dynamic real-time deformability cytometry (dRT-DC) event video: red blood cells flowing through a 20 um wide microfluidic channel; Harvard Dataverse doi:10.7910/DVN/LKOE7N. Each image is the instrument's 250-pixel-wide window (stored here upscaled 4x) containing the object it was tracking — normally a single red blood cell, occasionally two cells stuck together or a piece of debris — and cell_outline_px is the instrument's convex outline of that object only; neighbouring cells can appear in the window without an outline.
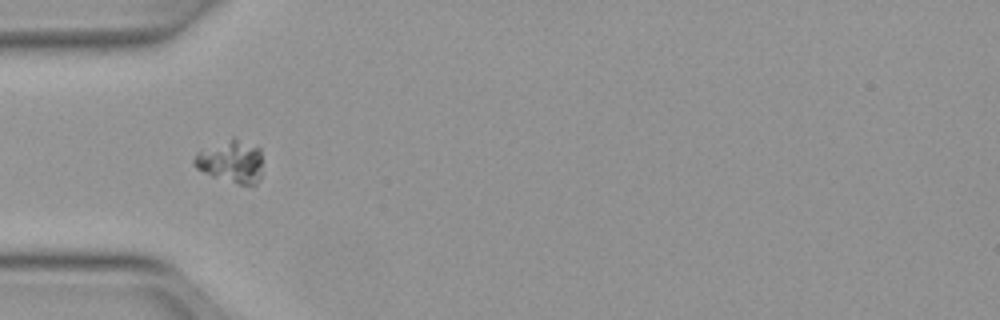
{"species": "Egyptian fruit bat (a non-hibernating species)", "species_latin": "Rousettus aegyptiacus", "temperature_condition": "warm", "stored_images_in_passage": 38, "camera_frame_rate_fps": 3000, "um_per_image_px": 0.085, "animal": {"sex": "female"}, "frame": {"image": 1, "passage_image": 17, "time_ms": 5.333, "image_size_px": [1000, 320], "cell_outline_px": [[260, 176], [256, 184], [240, 184], [212, 176], [196, 168], [192, 164], [192, 160], [196, 152], [232, 136], [260, 148]], "centroid_in_image_um": [19.59, 13.7], "position_along_channel_um": 65.4, "area_um2": 16.88}}